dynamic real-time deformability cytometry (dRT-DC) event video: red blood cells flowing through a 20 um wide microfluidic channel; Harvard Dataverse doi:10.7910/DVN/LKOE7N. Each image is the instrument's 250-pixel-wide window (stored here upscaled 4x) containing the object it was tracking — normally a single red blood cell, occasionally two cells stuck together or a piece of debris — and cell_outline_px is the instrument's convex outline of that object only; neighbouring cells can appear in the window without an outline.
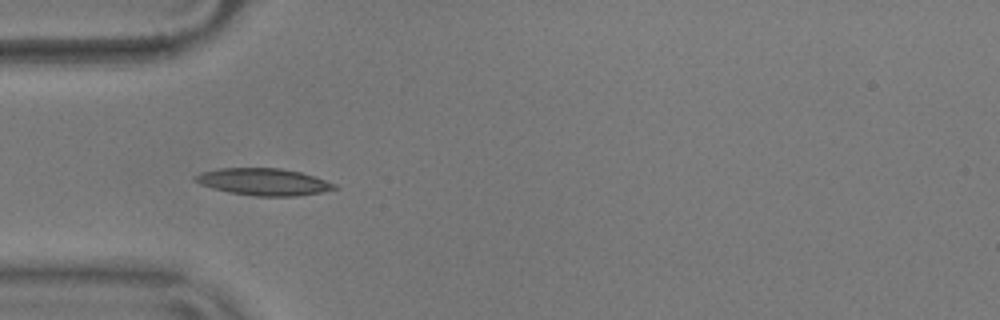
{"species": "common noctule bat (a hibernating species)", "species_latin": "Nyctalus noctula", "temperature_condition": "warm", "stored_images_in_passage": 32, "camera_frame_rate_fps": 3000, "um_per_image_px": 0.085, "animal": {"sex": "male", "body_mass_g": 17.9}, "frame": {"image": 1, "passage_image": 1, "time_ms": 0.0, "image_size_px": [1000, 320], "cell_outline_px": [[336, 188], [320, 192], [296, 196], [256, 196], [228, 192], [212, 188], [200, 184], [192, 180], [192, 176], [200, 172], [220, 168], [280, 168], [300, 172], [336, 184]], "centroid_in_image_um": [22.32, 15.45], "position_along_channel_um": 62.7, "area_um2": 21.79}}
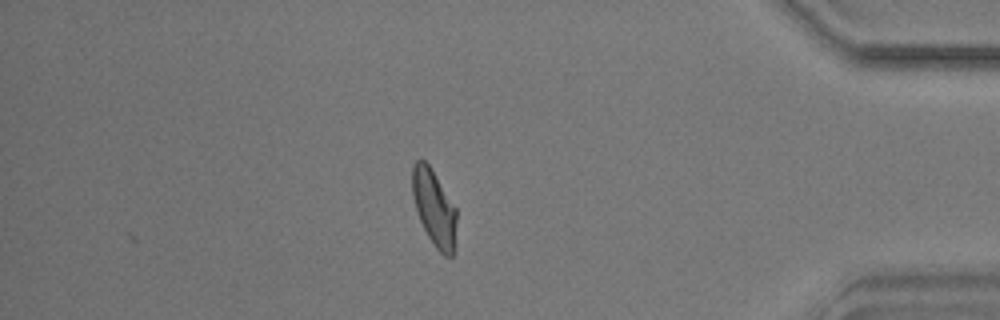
{"frame": {"image": 2, "passage_image": 32, "time_ms": 10.333, "image_size_px": [1000, 320], "cell_outline_px": [[456, 220], [452, 256], [444, 256], [436, 248], [428, 236], [416, 212], [412, 196], [412, 168], [416, 160], [424, 160], [428, 164], [456, 208]], "centroid_in_image_um": [36.87, 17.65], "position_along_channel_um": 398.3, "area_um2": 19.25}, "authors_computed_cell_mechanics": {"area_um2": 19.2474, "velocity_mm_per_s": 3.6046, "shape_relaxation_time_tau1_ms": 6.4563, "shape_relaxation_time_tau2_ms": 1.4375, "deformation_change_tau1": 0.1726, "deformation_change_tau2": 0.0719}}